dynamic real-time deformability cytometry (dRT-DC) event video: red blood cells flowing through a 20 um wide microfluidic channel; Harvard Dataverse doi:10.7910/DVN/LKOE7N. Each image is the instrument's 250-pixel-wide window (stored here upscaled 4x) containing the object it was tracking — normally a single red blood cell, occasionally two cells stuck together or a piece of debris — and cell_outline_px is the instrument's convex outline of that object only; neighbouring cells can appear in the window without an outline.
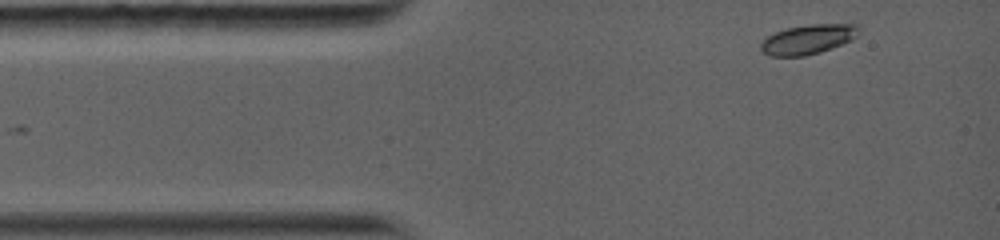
{"species": "common noctule bat (a hibernating species)", "species_latin": "Nyctalus noctula", "temperature_condition": "warm", "stored_images_in_passage": 16, "camera_frame_rate_fps": 5000, "um_per_image_px": 0.085, "animal": {"sex": "female", "body_mass_g": 19.0, "forearm_length_mm": 56.7}, "frame": {"image": 1, "passage_image": 1, "time_ms": 0.0, "image_size_px": [1000, 240], "cell_outline_px": [[860, 32], [852, 40], [832, 48], [820, 52], [804, 56], [768, 56], [760, 48], [760, 44], [768, 36], [776, 32], [788, 28], [808, 24], [852, 20], [860, 24]], "centroid_in_image_um": [68.84, 3.28], "position_along_channel_um": 16.2, "area_um2": 17.69}}
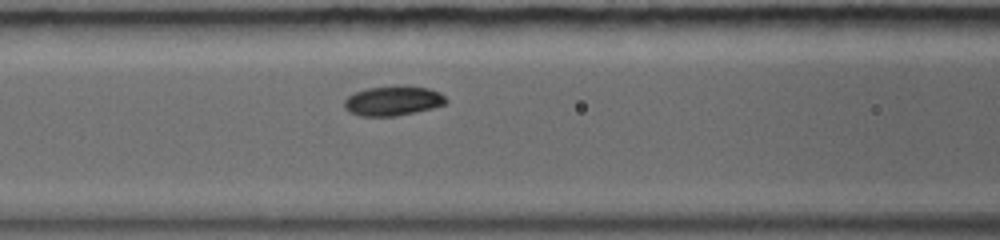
{"frame": {"image": 2, "passage_image": 10, "time_ms": 4.0, "image_size_px": [1000, 240], "cell_outline_px": [[448, 104], [416, 112], [396, 116], [360, 116], [348, 112], [344, 108], [344, 100], [348, 96], [356, 92], [368, 88], [428, 88], [440, 92], [448, 100]], "centroid_in_image_um": [33.4, 8.62], "position_along_channel_um": 133.2, "area_um2": 17.11}}
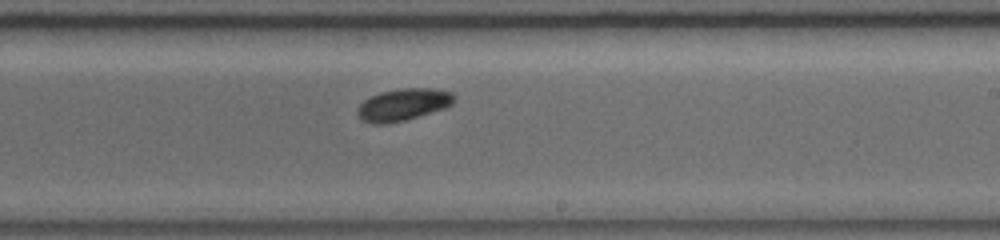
{"frame": {"image": 3, "passage_image": 16, "time_ms": 7.0, "image_size_px": [1000, 240], "cell_outline_px": [[456, 100], [452, 104], [444, 108], [404, 120], [388, 124], [372, 124], [360, 120], [356, 112], [356, 108], [364, 100], [380, 92], [400, 88], [432, 88], [452, 92], [456, 96]], "centroid_in_image_um": [34.25, 8.89], "position_along_channel_um": 254.8, "area_um2": 18.21}}